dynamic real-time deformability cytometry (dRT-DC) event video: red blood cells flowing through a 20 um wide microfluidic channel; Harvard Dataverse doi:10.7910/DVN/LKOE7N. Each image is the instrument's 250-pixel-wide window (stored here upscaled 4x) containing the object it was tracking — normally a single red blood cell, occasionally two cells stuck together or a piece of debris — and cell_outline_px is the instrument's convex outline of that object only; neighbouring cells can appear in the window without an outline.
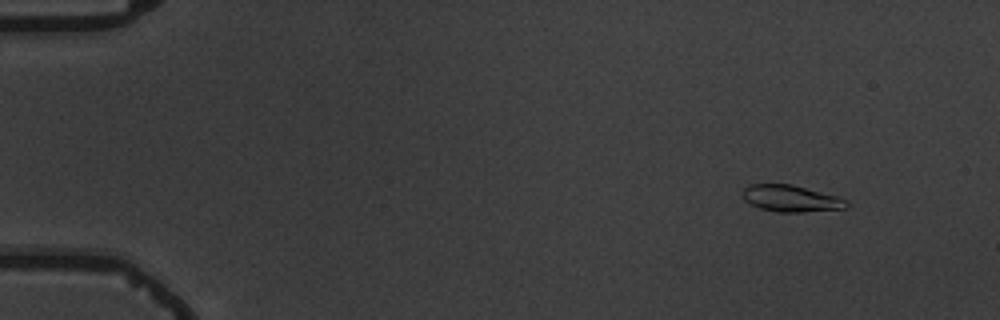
{"species": "common noctule bat (a hibernating species)", "species_latin": "Nyctalus noctula", "temperature_condition": "warm", "stored_images_in_passage": 6, "camera_frame_rate_fps": 3000, "um_per_image_px": 0.085, "animal": {"sex": "male", "body_mass_g": 19.5, "forearm_length_mm": 54.6}, "frame": {"image": 1, "passage_image": 2, "time_ms": 1.333, "image_size_px": [1000, 320], "cell_outline_px": [[848, 208], [804, 212], [776, 212], [760, 208], [748, 204], [744, 200], [744, 188], [748, 184], [792, 184], [836, 196], [848, 200]], "centroid_in_image_um": [67.23, 16.88], "position_along_channel_um": 17.8, "area_um2": 16.18}}
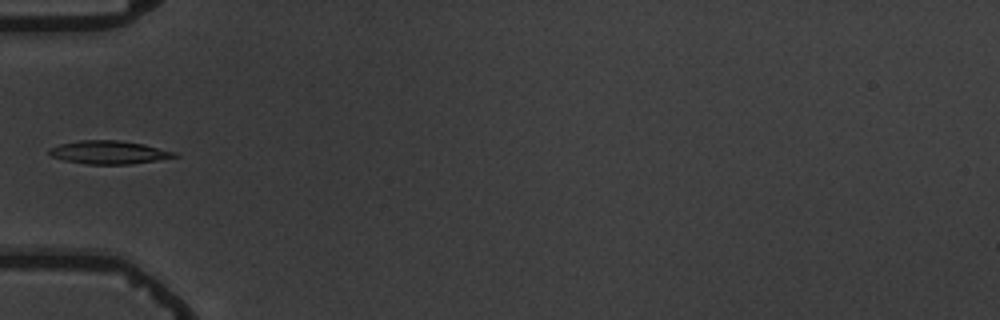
{"frame": {"image": 2, "passage_image": 6, "time_ms": 6.0, "image_size_px": [1000, 320], "cell_outline_px": [[180, 156], [132, 164], [84, 164], [64, 160], [52, 156], [48, 152], [48, 148], [60, 144], [80, 140], [116, 140], [144, 144], [176, 152]], "centroid_in_image_um": [9.25, 12.95], "position_along_channel_um": 75.8, "area_um2": 16.94}}